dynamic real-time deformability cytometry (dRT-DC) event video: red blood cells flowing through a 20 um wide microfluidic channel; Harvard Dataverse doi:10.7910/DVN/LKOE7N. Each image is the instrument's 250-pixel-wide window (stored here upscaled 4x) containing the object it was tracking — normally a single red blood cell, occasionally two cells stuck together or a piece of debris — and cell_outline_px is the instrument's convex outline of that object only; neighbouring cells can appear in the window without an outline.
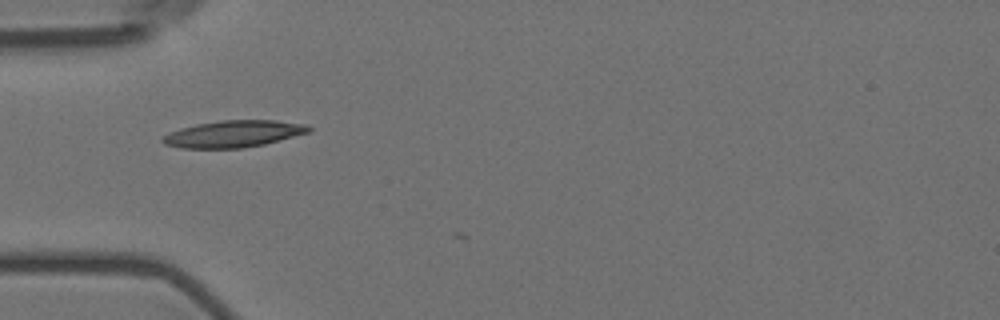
{"species": "Egyptian fruit bat (a non-hibernating species)", "species_latin": "Rousettus aegyptiacus", "temperature_condition": "room temperature", "stored_images_in_passage": 8, "camera_frame_rate_fps": 3000, "um_per_image_px": 0.085, "animal": {"sex": "female"}, "frame": {"image": 1, "passage_image": 3, "time_ms": 0.667, "image_size_px": [1000, 320], "cell_outline_px": [[312, 132], [264, 144], [240, 148], [180, 148], [164, 144], [160, 140], [168, 132], [180, 128], [196, 124], [220, 120], [276, 120], [308, 124], [312, 128]], "centroid_in_image_um": [19.87, 11.37], "position_along_channel_um": 65.1, "area_um2": 23.06}}
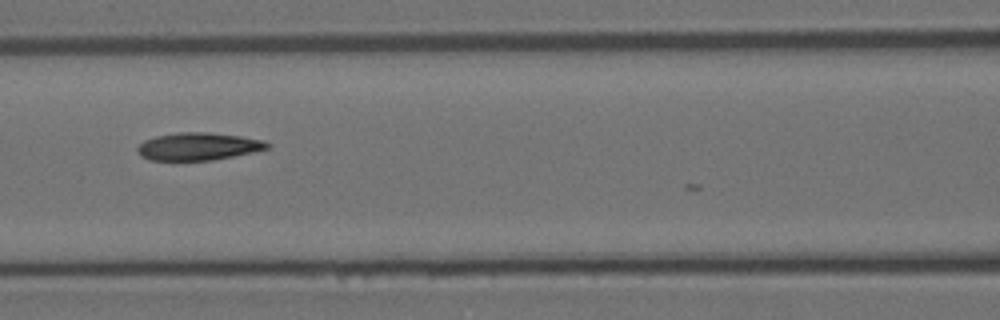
{"frame": {"image": 2, "passage_image": 5, "time_ms": 1.333, "image_size_px": [1000, 320], "cell_outline_px": [[272, 144], [268, 148], [252, 152], [212, 160], [148, 160], [140, 156], [136, 152], [136, 148], [144, 140], [156, 136], [176, 132], [208, 132], [240, 136], [264, 140]], "centroid_in_image_um": [16.82, 12.44], "position_along_channel_um": 149.8, "area_um2": 20.92}}
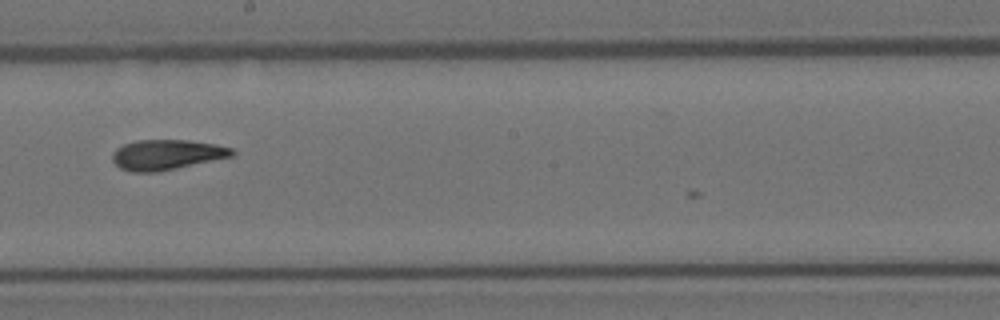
{"frame": {"image": 3, "passage_image": 7, "time_ms": 2.0, "image_size_px": [1000, 320], "cell_outline_px": [[236, 152], [232, 156], [176, 168], [156, 172], [132, 172], [120, 168], [112, 160], [112, 152], [116, 148], [124, 144], [136, 140], [188, 140], [216, 144], [232, 148]], "centroid_in_image_um": [14.14, 13.14], "position_along_channel_um": 234.1, "area_um2": 20.98}}